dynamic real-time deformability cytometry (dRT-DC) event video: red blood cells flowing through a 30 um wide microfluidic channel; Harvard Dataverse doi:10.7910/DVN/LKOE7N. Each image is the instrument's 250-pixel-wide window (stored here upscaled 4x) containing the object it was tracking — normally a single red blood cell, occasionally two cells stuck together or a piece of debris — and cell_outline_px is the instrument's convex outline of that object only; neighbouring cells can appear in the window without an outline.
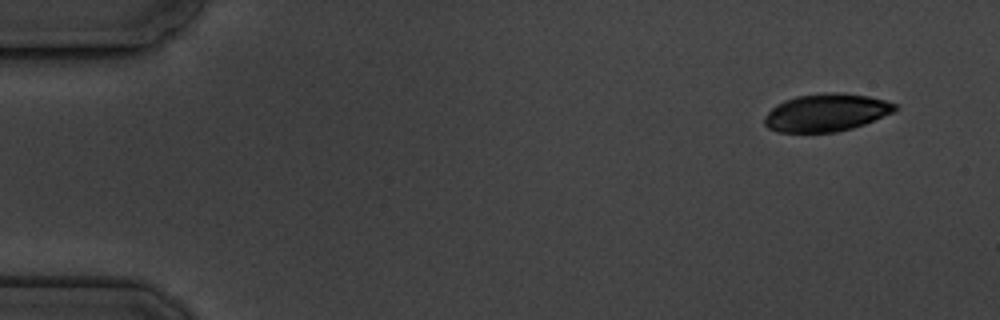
{"species": "common noctule bat (a hibernating species)", "species_latin": "Nyctalus noctula", "temperature_condition": "cold", "stored_images_in_passage": 5, "camera_frame_rate_fps": 3000, "um_per_image_px": 0.085, "animal": {"sex": "male", "body_mass_g": 19.5, "forearm_length_mm": 54.6}, "frame": {"image": 1, "passage_image": 1, "time_ms": 0.0, "image_size_px": [1000, 320], "cell_outline_px": [[900, 108], [896, 112], [864, 124], [852, 128], [836, 132], [776, 132], [768, 128], [764, 124], [764, 116], [776, 104], [784, 100], [796, 96], [824, 92], [840, 92], [868, 96], [900, 104]], "centroid_in_image_um": [70.27, 9.56], "position_along_channel_um": 14.7, "area_um2": 29.07}}
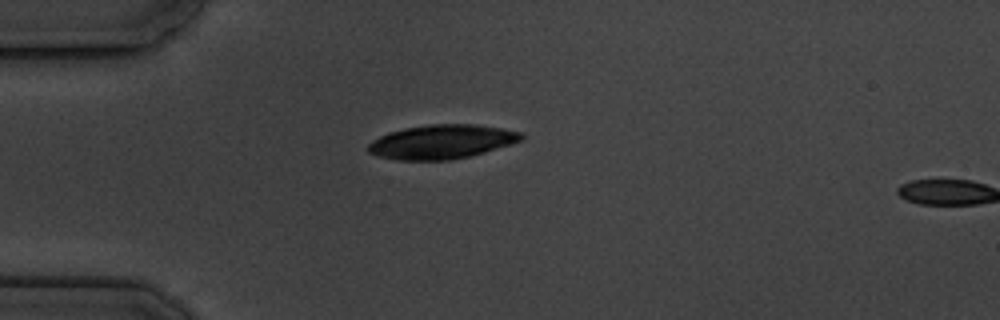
{"frame": {"image": 2, "passage_image": 4, "time_ms": 3.667, "image_size_px": [1000, 320], "cell_outline_px": [[524, 140], [512, 144], [484, 152], [468, 156], [448, 160], [396, 160], [380, 156], [368, 152], [368, 144], [372, 140], [388, 132], [408, 128], [432, 124], [476, 124], [500, 128], [520, 132], [524, 136]], "centroid_in_image_um": [37.56, 12.05], "position_along_channel_um": 47.4, "area_um2": 30.23}}